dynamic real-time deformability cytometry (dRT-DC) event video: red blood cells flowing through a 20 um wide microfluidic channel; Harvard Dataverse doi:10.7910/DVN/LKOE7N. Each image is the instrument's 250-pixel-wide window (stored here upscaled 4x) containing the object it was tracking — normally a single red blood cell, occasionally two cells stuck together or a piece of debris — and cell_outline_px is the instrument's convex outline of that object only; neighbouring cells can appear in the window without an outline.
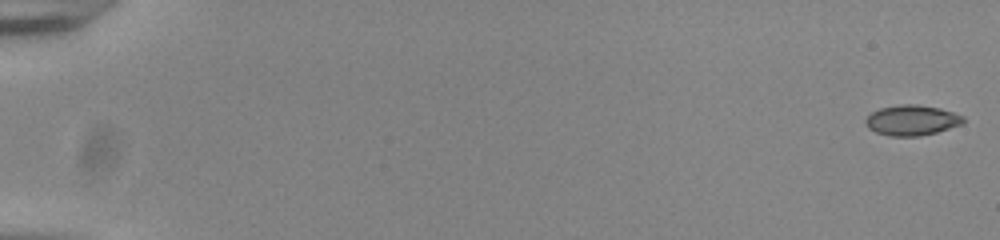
{"species": "common noctule bat (a hibernating species)", "species_latin": "Nyctalus noctula", "temperature_condition": "room temperature", "stored_images_in_passage": 46, "camera_frame_rate_fps": 3000, "um_per_image_px": 0.085, "animal": {"sex": "male", "body_mass_g": 20.0, "forearm_length_mm": 53.3}, "frame": {"image": 1, "passage_image": 1, "time_ms": 0.0, "image_size_px": [1000, 240], "cell_outline_px": [[964, 124], [936, 132], [920, 136], [888, 136], [876, 132], [868, 128], [864, 120], [872, 112], [880, 108], [900, 104], [916, 104], [940, 108], [964, 116]], "centroid_in_image_um": [77.51, 10.22], "position_along_channel_um": 7.5, "area_um2": 17.34}}
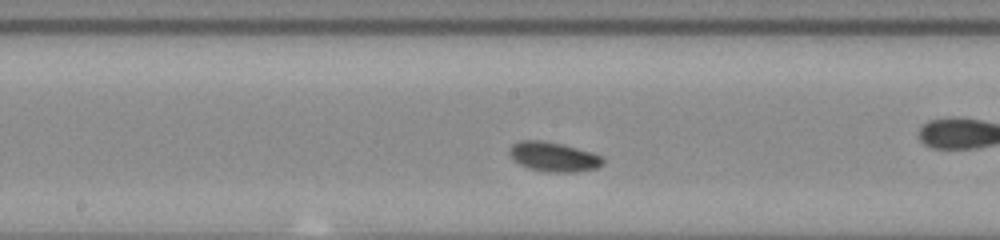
{"frame": {"image": 2, "passage_image": 28, "time_ms": 9.0, "image_size_px": [1000, 240], "cell_outline_px": [[604, 164], [596, 168], [576, 172], [548, 172], [528, 168], [512, 160], [508, 152], [512, 144], [520, 140], [540, 140], [560, 144], [592, 152], [600, 156], [604, 160]], "centroid_in_image_um": [47.02, 13.33], "position_along_channel_um": 201.2, "area_um2": 16.07}}
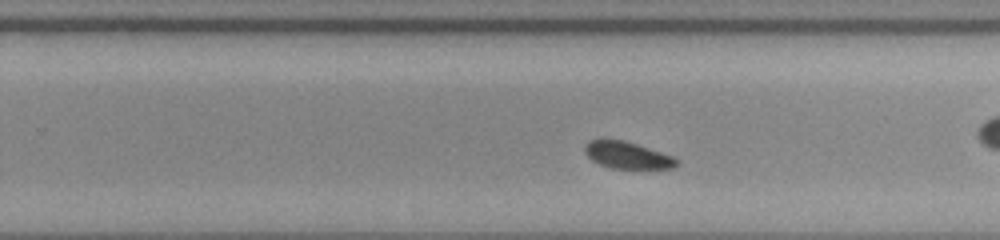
{"frame": {"image": 3, "passage_image": 34, "time_ms": 11.0, "image_size_px": [1000, 240], "cell_outline_px": [[676, 164], [672, 168], [612, 168], [600, 164], [592, 160], [584, 152], [584, 144], [588, 140], [600, 136], [624, 140], [672, 156], [676, 160]], "centroid_in_image_um": [53.18, 13.13], "position_along_channel_um": 276.6, "area_um2": 14.51}}